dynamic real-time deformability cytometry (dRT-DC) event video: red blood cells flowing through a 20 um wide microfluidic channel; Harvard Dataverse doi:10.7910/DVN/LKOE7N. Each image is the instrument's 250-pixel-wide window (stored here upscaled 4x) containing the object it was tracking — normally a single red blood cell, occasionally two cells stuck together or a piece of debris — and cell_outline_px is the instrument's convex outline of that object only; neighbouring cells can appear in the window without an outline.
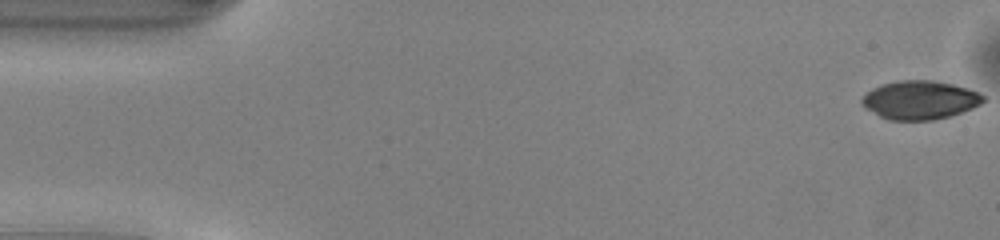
{"species": "common noctule bat (a hibernating species)", "species_latin": "Nyctalus noctula", "temperature_condition": "warm", "stored_images_in_passage": 49, "camera_frame_rate_fps": 3000, "um_per_image_px": 0.085, "animal": {"sex": "male", "body_mass_g": 13.0, "forearm_length_mm": 53.1}, "frame": {"image": 1, "passage_image": 1, "time_ms": 0.0, "image_size_px": [1000, 240], "cell_outline_px": [[984, 100], [980, 104], [972, 108], [948, 116], [932, 120], [888, 120], [864, 108], [860, 104], [860, 100], [872, 88], [880, 84], [900, 80], [932, 80], [952, 84], [968, 88], [984, 96]], "centroid_in_image_um": [78.14, 8.5], "position_along_channel_um": 6.9, "area_um2": 27.22}}
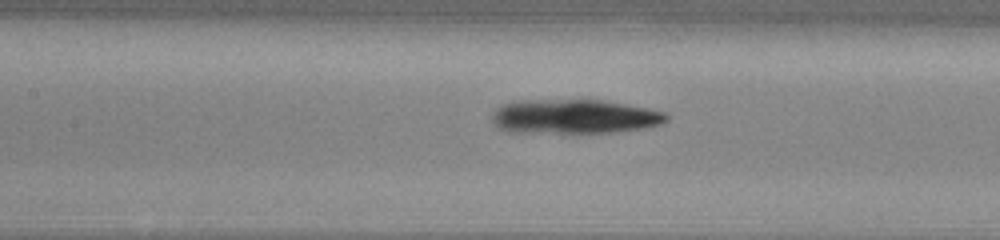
{"frame": {"image": 2, "passage_image": 22, "time_ms": 7.0, "image_size_px": [1000, 240], "cell_outline_px": [[668, 120], [660, 124], [640, 128], [612, 132], [504, 132], [492, 120], [492, 112], [500, 104], [516, 100], [604, 100], [664, 112], [668, 116]], "centroid_in_image_um": [48.73, 9.89], "position_along_channel_um": 158.7, "area_um2": 34.62}}
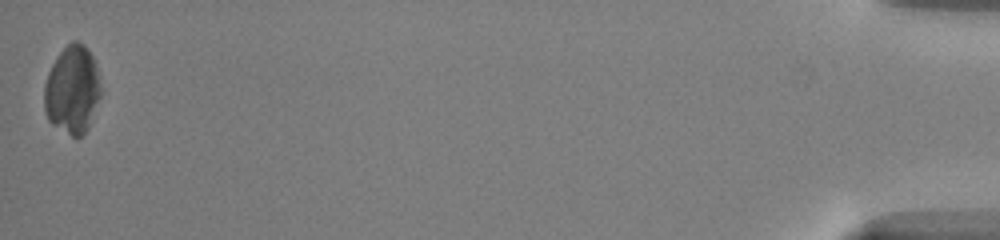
{"frame": {"image": 3, "passage_image": 49, "time_ms": 16.0, "image_size_px": [1000, 240], "cell_outline_px": [[100, 96], [88, 128], [76, 140], [52, 124], [48, 120], [44, 108], [44, 84], [48, 72], [56, 56], [72, 40], [76, 40], [84, 44], [92, 56], [96, 64], [100, 84]], "centroid_in_image_um": [6.13, 7.64], "position_along_channel_um": 429.1, "area_um2": 29.19}}